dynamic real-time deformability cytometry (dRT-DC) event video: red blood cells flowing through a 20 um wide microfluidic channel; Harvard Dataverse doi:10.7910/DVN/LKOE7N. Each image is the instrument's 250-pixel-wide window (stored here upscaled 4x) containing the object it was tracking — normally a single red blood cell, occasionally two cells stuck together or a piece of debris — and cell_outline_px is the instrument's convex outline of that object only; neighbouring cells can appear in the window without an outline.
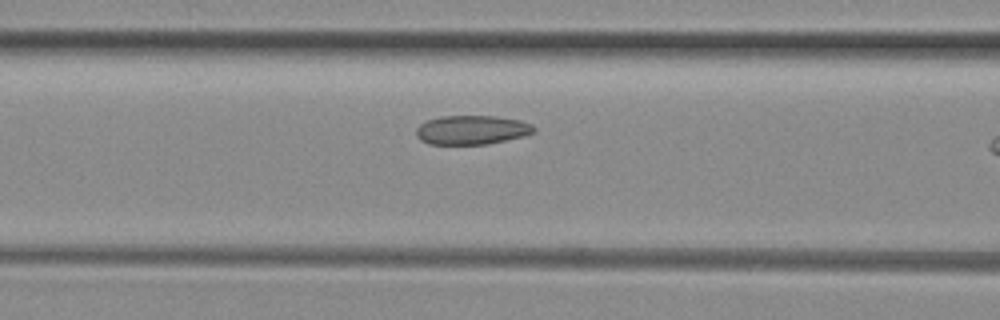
{"species": "common noctule bat (a hibernating species)", "species_latin": "Nyctalus noctula", "temperature_condition": "room temperature", "stored_images_in_passage": 7, "segment_of_instrument_passage": [2, 2], "camera_frame_rate_fps": 3000, "um_per_image_px": 0.085, "animal": {"sex": "female", "body_mass_g": 29.2, "forearm_length_mm": 56.3}, "frame": {"image": 1, "passage_image": 7, "time_ms": 2.0, "image_size_px": [1000, 320], "cell_outline_px": [[536, 132], [524, 136], [484, 144], [428, 144], [420, 140], [416, 136], [416, 128], [420, 124], [428, 120], [440, 116], [496, 116], [520, 120], [532, 124], [536, 128]], "centroid_in_image_um": [40.1, 11.04], "position_along_channel_um": 126.5, "area_um2": 20.0}}